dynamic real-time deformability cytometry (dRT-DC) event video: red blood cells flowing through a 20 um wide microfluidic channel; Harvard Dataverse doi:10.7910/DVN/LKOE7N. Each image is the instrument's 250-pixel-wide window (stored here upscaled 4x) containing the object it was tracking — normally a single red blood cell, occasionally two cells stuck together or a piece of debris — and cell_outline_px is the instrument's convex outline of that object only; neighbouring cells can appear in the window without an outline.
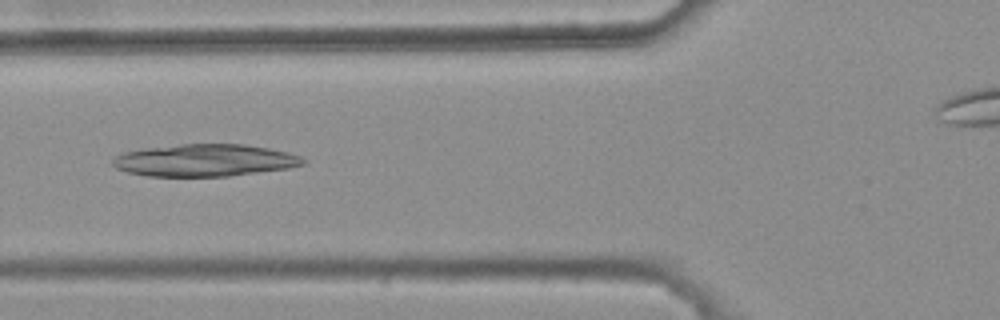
{"species": "common noctule bat (a hibernating species)", "species_latin": "Nyctalus noctula", "temperature_condition": "warm", "stored_images_in_passage": 2, "camera_frame_rate_fps": 3000, "um_per_image_px": 0.085, "animal": {"sex": "female", "body_mass_g": 25.1}, "frame": {"image": 1, "passage_image": 2, "time_ms": 0.333, "image_size_px": [1000, 320], "cell_outline_px": [[308, 160], [304, 164], [288, 168], [228, 176], [148, 176], [128, 172], [116, 168], [112, 164], [112, 160], [116, 156], [124, 152], [148, 148], [180, 144], [244, 144], [268, 148], [288, 152], [300, 156]], "centroid_in_image_um": [17.43, 13.62], "position_along_channel_um": 108.4, "area_um2": 35.55}}